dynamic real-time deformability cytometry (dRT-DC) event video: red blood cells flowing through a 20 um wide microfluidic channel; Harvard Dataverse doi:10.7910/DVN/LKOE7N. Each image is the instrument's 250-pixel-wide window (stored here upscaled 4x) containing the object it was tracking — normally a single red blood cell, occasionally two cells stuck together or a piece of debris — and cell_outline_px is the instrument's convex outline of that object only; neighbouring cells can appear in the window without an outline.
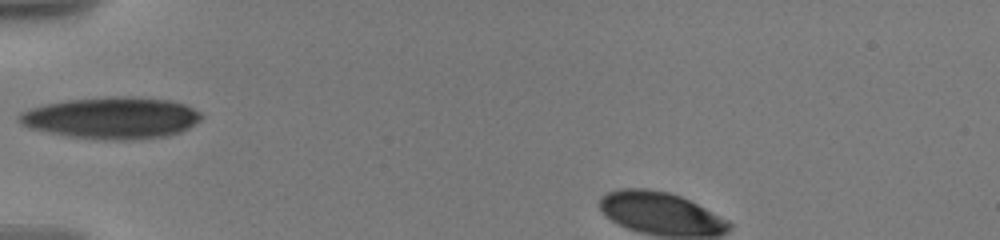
{"species": "human", "species_latin": "Homo sapiens", "temperature_condition": "warm", "stored_images_in_passage": 58, "camera_frame_rate_fps": 3000, "um_per_image_px": 0.085, "donor": {"sex": "male"}, "frame": {"image": 1, "passage_image": 1, "time_ms": 0.0, "image_size_px": [1000, 240], "cell_outline_px": [[204, 116], [200, 120], [188, 128], [180, 132], [168, 136], [124, 140], [72, 136], [48, 132], [32, 128], [20, 124], [16, 120], [16, 116], [20, 112], [28, 108], [44, 104], [68, 100], [104, 96], [136, 96], [172, 100], [184, 104], [200, 112]], "centroid_in_image_um": [9.49, 9.99], "position_along_channel_um": 75.5, "area_um2": 44.33}}
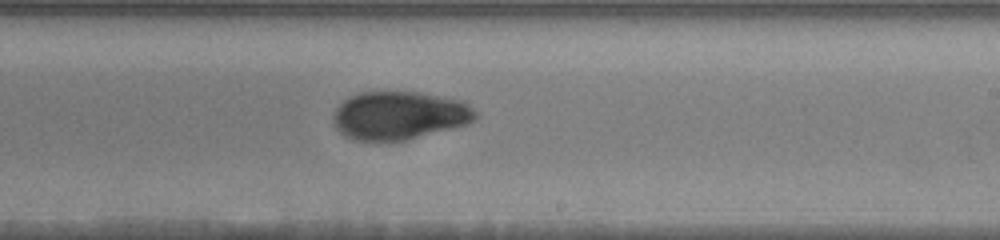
{"frame": {"image": 2, "passage_image": 18, "time_ms": 5.0, "image_size_px": [1000, 240], "cell_outline_px": [[480, 116], [468, 124], [404, 140], [352, 140], [344, 136], [336, 128], [332, 120], [332, 116], [336, 108], [348, 96], [360, 92], [420, 92], [464, 100], [480, 112]], "centroid_in_image_um": [33.97, 9.8], "position_along_channel_um": 255.0, "area_um2": 40.34}}
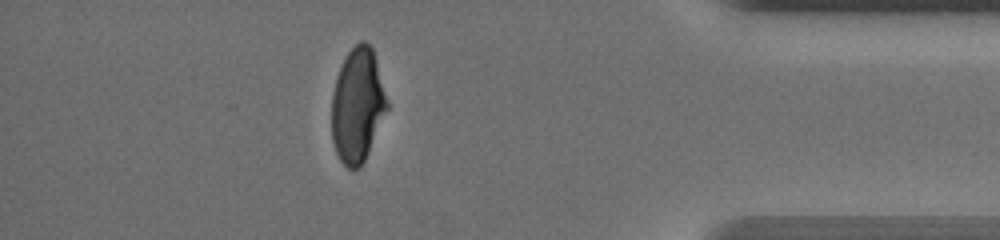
{"frame": {"image": 3, "passage_image": 49, "time_ms": 10.0, "image_size_px": [1000, 240], "cell_outline_px": [[388, 108], [368, 152], [360, 168], [348, 168], [340, 160], [336, 152], [332, 140], [332, 96], [336, 76], [348, 52], [360, 40], [364, 40], [372, 48], [388, 104]], "centroid_in_image_um": [30.37, 8.96], "position_along_channel_um": 404.8, "area_um2": 36.3}}